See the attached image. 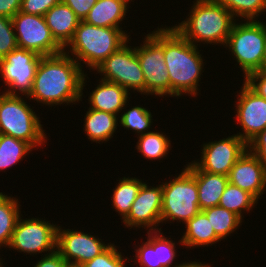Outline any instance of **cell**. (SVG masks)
<instances>
[{"label": "cell", "mask_w": 266, "mask_h": 267, "mask_svg": "<svg viewBox=\"0 0 266 267\" xmlns=\"http://www.w3.org/2000/svg\"><path fill=\"white\" fill-rule=\"evenodd\" d=\"M71 57L65 50L56 55L41 57L31 92L26 98L48 106L80 101L86 75Z\"/></svg>", "instance_id": "cell-1"}, {"label": "cell", "mask_w": 266, "mask_h": 267, "mask_svg": "<svg viewBox=\"0 0 266 267\" xmlns=\"http://www.w3.org/2000/svg\"><path fill=\"white\" fill-rule=\"evenodd\" d=\"M164 28L163 51L170 78V96L180 97L183 93L196 96L204 65L202 55L197 46L186 40L176 29Z\"/></svg>", "instance_id": "cell-2"}, {"label": "cell", "mask_w": 266, "mask_h": 267, "mask_svg": "<svg viewBox=\"0 0 266 267\" xmlns=\"http://www.w3.org/2000/svg\"><path fill=\"white\" fill-rule=\"evenodd\" d=\"M195 1L186 21L173 28L195 46L197 42L225 46L235 18L216 0Z\"/></svg>", "instance_id": "cell-3"}, {"label": "cell", "mask_w": 266, "mask_h": 267, "mask_svg": "<svg viewBox=\"0 0 266 267\" xmlns=\"http://www.w3.org/2000/svg\"><path fill=\"white\" fill-rule=\"evenodd\" d=\"M121 29L98 27L80 20L72 40L66 47H71L70 51L79 65L84 61L82 63L95 70L112 53L129 42V35Z\"/></svg>", "instance_id": "cell-4"}, {"label": "cell", "mask_w": 266, "mask_h": 267, "mask_svg": "<svg viewBox=\"0 0 266 267\" xmlns=\"http://www.w3.org/2000/svg\"><path fill=\"white\" fill-rule=\"evenodd\" d=\"M39 117L19 95H0V131L29 143L33 148L45 142Z\"/></svg>", "instance_id": "cell-5"}, {"label": "cell", "mask_w": 266, "mask_h": 267, "mask_svg": "<svg viewBox=\"0 0 266 267\" xmlns=\"http://www.w3.org/2000/svg\"><path fill=\"white\" fill-rule=\"evenodd\" d=\"M200 211L196 178L185 166L176 178L162 184L161 222L185 224Z\"/></svg>", "instance_id": "cell-6"}, {"label": "cell", "mask_w": 266, "mask_h": 267, "mask_svg": "<svg viewBox=\"0 0 266 267\" xmlns=\"http://www.w3.org/2000/svg\"><path fill=\"white\" fill-rule=\"evenodd\" d=\"M235 22L228 37V46L237 59L246 78L260 68L264 53L266 24L259 20H247L245 23Z\"/></svg>", "instance_id": "cell-7"}, {"label": "cell", "mask_w": 266, "mask_h": 267, "mask_svg": "<svg viewBox=\"0 0 266 267\" xmlns=\"http://www.w3.org/2000/svg\"><path fill=\"white\" fill-rule=\"evenodd\" d=\"M144 40V45L135 47V50L145 78V94L170 95V78L163 51V28L147 34Z\"/></svg>", "instance_id": "cell-8"}, {"label": "cell", "mask_w": 266, "mask_h": 267, "mask_svg": "<svg viewBox=\"0 0 266 267\" xmlns=\"http://www.w3.org/2000/svg\"><path fill=\"white\" fill-rule=\"evenodd\" d=\"M96 71L104 77L102 80L118 84L129 90L145 94V78L140 67L135 47L127 43L100 63Z\"/></svg>", "instance_id": "cell-9"}, {"label": "cell", "mask_w": 266, "mask_h": 267, "mask_svg": "<svg viewBox=\"0 0 266 267\" xmlns=\"http://www.w3.org/2000/svg\"><path fill=\"white\" fill-rule=\"evenodd\" d=\"M18 47L35 52L40 56L62 53L64 49L52 37L45 18L18 12L12 17Z\"/></svg>", "instance_id": "cell-10"}, {"label": "cell", "mask_w": 266, "mask_h": 267, "mask_svg": "<svg viewBox=\"0 0 266 267\" xmlns=\"http://www.w3.org/2000/svg\"><path fill=\"white\" fill-rule=\"evenodd\" d=\"M42 56L33 51L16 47L0 60V74L5 84L8 95L28 96ZM20 91V93L16 92ZM18 93V94H17Z\"/></svg>", "instance_id": "cell-11"}, {"label": "cell", "mask_w": 266, "mask_h": 267, "mask_svg": "<svg viewBox=\"0 0 266 267\" xmlns=\"http://www.w3.org/2000/svg\"><path fill=\"white\" fill-rule=\"evenodd\" d=\"M57 227L50 221L38 218L24 220L19 217L7 248L30 255L45 251L54 252L57 242Z\"/></svg>", "instance_id": "cell-12"}, {"label": "cell", "mask_w": 266, "mask_h": 267, "mask_svg": "<svg viewBox=\"0 0 266 267\" xmlns=\"http://www.w3.org/2000/svg\"><path fill=\"white\" fill-rule=\"evenodd\" d=\"M247 149V144L234 134L226 139L203 144L200 162L194 160L192 163L201 171L228 176Z\"/></svg>", "instance_id": "cell-13"}, {"label": "cell", "mask_w": 266, "mask_h": 267, "mask_svg": "<svg viewBox=\"0 0 266 267\" xmlns=\"http://www.w3.org/2000/svg\"><path fill=\"white\" fill-rule=\"evenodd\" d=\"M94 235L73 229L57 227L56 250L68 265H82L105 251L110 244H105Z\"/></svg>", "instance_id": "cell-14"}, {"label": "cell", "mask_w": 266, "mask_h": 267, "mask_svg": "<svg viewBox=\"0 0 266 267\" xmlns=\"http://www.w3.org/2000/svg\"><path fill=\"white\" fill-rule=\"evenodd\" d=\"M236 119L243 129L237 134L246 144L266 128V99L259 96L245 82L239 92Z\"/></svg>", "instance_id": "cell-15"}, {"label": "cell", "mask_w": 266, "mask_h": 267, "mask_svg": "<svg viewBox=\"0 0 266 267\" xmlns=\"http://www.w3.org/2000/svg\"><path fill=\"white\" fill-rule=\"evenodd\" d=\"M161 210L162 184L150 188L145 182L139 189L131 210L123 222L128 228L144 226V229L149 228V232L152 230L158 232L161 230V228H157L161 223Z\"/></svg>", "instance_id": "cell-16"}, {"label": "cell", "mask_w": 266, "mask_h": 267, "mask_svg": "<svg viewBox=\"0 0 266 267\" xmlns=\"http://www.w3.org/2000/svg\"><path fill=\"white\" fill-rule=\"evenodd\" d=\"M228 181L230 184L249 192L258 200L266 188V168L247 149L231 168Z\"/></svg>", "instance_id": "cell-17"}, {"label": "cell", "mask_w": 266, "mask_h": 267, "mask_svg": "<svg viewBox=\"0 0 266 267\" xmlns=\"http://www.w3.org/2000/svg\"><path fill=\"white\" fill-rule=\"evenodd\" d=\"M147 235V241L135 250V259L142 267H170L176 257L175 242L162 236L161 230L148 231Z\"/></svg>", "instance_id": "cell-18"}, {"label": "cell", "mask_w": 266, "mask_h": 267, "mask_svg": "<svg viewBox=\"0 0 266 267\" xmlns=\"http://www.w3.org/2000/svg\"><path fill=\"white\" fill-rule=\"evenodd\" d=\"M47 26L55 41L66 50L80 22L76 14L62 1L44 15Z\"/></svg>", "instance_id": "cell-19"}, {"label": "cell", "mask_w": 266, "mask_h": 267, "mask_svg": "<svg viewBox=\"0 0 266 267\" xmlns=\"http://www.w3.org/2000/svg\"><path fill=\"white\" fill-rule=\"evenodd\" d=\"M187 168L196 178L200 210L218 206L229 183L228 176L201 171L192 162L187 164Z\"/></svg>", "instance_id": "cell-20"}, {"label": "cell", "mask_w": 266, "mask_h": 267, "mask_svg": "<svg viewBox=\"0 0 266 267\" xmlns=\"http://www.w3.org/2000/svg\"><path fill=\"white\" fill-rule=\"evenodd\" d=\"M100 82L96 89L90 93L88 100L91 107L89 108L118 115L127 105L130 92L128 93L125 88L118 84L102 79Z\"/></svg>", "instance_id": "cell-21"}, {"label": "cell", "mask_w": 266, "mask_h": 267, "mask_svg": "<svg viewBox=\"0 0 266 267\" xmlns=\"http://www.w3.org/2000/svg\"><path fill=\"white\" fill-rule=\"evenodd\" d=\"M129 0H97L83 21L98 27L121 28Z\"/></svg>", "instance_id": "cell-22"}, {"label": "cell", "mask_w": 266, "mask_h": 267, "mask_svg": "<svg viewBox=\"0 0 266 267\" xmlns=\"http://www.w3.org/2000/svg\"><path fill=\"white\" fill-rule=\"evenodd\" d=\"M85 116V133L88 139L96 141L100 144V141H106L112 138L114 132L117 129L118 118L117 115L99 111L89 108Z\"/></svg>", "instance_id": "cell-23"}, {"label": "cell", "mask_w": 266, "mask_h": 267, "mask_svg": "<svg viewBox=\"0 0 266 267\" xmlns=\"http://www.w3.org/2000/svg\"><path fill=\"white\" fill-rule=\"evenodd\" d=\"M185 225L186 232L179 243L186 246V248L208 246L220 240L216 236L207 216L202 211L188 220Z\"/></svg>", "instance_id": "cell-24"}, {"label": "cell", "mask_w": 266, "mask_h": 267, "mask_svg": "<svg viewBox=\"0 0 266 267\" xmlns=\"http://www.w3.org/2000/svg\"><path fill=\"white\" fill-rule=\"evenodd\" d=\"M18 199L0 192V247L9 246L16 223L21 216Z\"/></svg>", "instance_id": "cell-25"}, {"label": "cell", "mask_w": 266, "mask_h": 267, "mask_svg": "<svg viewBox=\"0 0 266 267\" xmlns=\"http://www.w3.org/2000/svg\"><path fill=\"white\" fill-rule=\"evenodd\" d=\"M143 183L142 180L135 177H123L113 190L112 206L121 214L123 220L128 216Z\"/></svg>", "instance_id": "cell-26"}, {"label": "cell", "mask_w": 266, "mask_h": 267, "mask_svg": "<svg viewBox=\"0 0 266 267\" xmlns=\"http://www.w3.org/2000/svg\"><path fill=\"white\" fill-rule=\"evenodd\" d=\"M202 212L207 216L220 241L234 232L242 223V219L238 215L219 205L206 208Z\"/></svg>", "instance_id": "cell-27"}, {"label": "cell", "mask_w": 266, "mask_h": 267, "mask_svg": "<svg viewBox=\"0 0 266 267\" xmlns=\"http://www.w3.org/2000/svg\"><path fill=\"white\" fill-rule=\"evenodd\" d=\"M257 199L249 192L228 183L221 196L219 206L234 212L243 219L242 211H249L257 203Z\"/></svg>", "instance_id": "cell-28"}, {"label": "cell", "mask_w": 266, "mask_h": 267, "mask_svg": "<svg viewBox=\"0 0 266 267\" xmlns=\"http://www.w3.org/2000/svg\"><path fill=\"white\" fill-rule=\"evenodd\" d=\"M32 149L33 147L25 141L0 134V170L17 164Z\"/></svg>", "instance_id": "cell-29"}, {"label": "cell", "mask_w": 266, "mask_h": 267, "mask_svg": "<svg viewBox=\"0 0 266 267\" xmlns=\"http://www.w3.org/2000/svg\"><path fill=\"white\" fill-rule=\"evenodd\" d=\"M136 148L147 159H161L168 154L171 142L166 135L160 132H147L138 137Z\"/></svg>", "instance_id": "cell-30"}, {"label": "cell", "mask_w": 266, "mask_h": 267, "mask_svg": "<svg viewBox=\"0 0 266 267\" xmlns=\"http://www.w3.org/2000/svg\"><path fill=\"white\" fill-rule=\"evenodd\" d=\"M222 4L234 18L236 16L247 20H255L259 14L266 11L264 0H216Z\"/></svg>", "instance_id": "cell-31"}, {"label": "cell", "mask_w": 266, "mask_h": 267, "mask_svg": "<svg viewBox=\"0 0 266 267\" xmlns=\"http://www.w3.org/2000/svg\"><path fill=\"white\" fill-rule=\"evenodd\" d=\"M120 125L126 129H133L138 136L144 135L148 131L152 121V114L150 110L142 106H134L133 108L126 110L120 117ZM146 130V131H145Z\"/></svg>", "instance_id": "cell-32"}, {"label": "cell", "mask_w": 266, "mask_h": 267, "mask_svg": "<svg viewBox=\"0 0 266 267\" xmlns=\"http://www.w3.org/2000/svg\"><path fill=\"white\" fill-rule=\"evenodd\" d=\"M18 47L12 18L0 15V60Z\"/></svg>", "instance_id": "cell-33"}, {"label": "cell", "mask_w": 266, "mask_h": 267, "mask_svg": "<svg viewBox=\"0 0 266 267\" xmlns=\"http://www.w3.org/2000/svg\"><path fill=\"white\" fill-rule=\"evenodd\" d=\"M124 259L127 258H123L116 246L110 243L105 251L82 265L84 267H125L126 261Z\"/></svg>", "instance_id": "cell-34"}, {"label": "cell", "mask_w": 266, "mask_h": 267, "mask_svg": "<svg viewBox=\"0 0 266 267\" xmlns=\"http://www.w3.org/2000/svg\"><path fill=\"white\" fill-rule=\"evenodd\" d=\"M61 0H22L20 12L31 15H42Z\"/></svg>", "instance_id": "cell-35"}, {"label": "cell", "mask_w": 266, "mask_h": 267, "mask_svg": "<svg viewBox=\"0 0 266 267\" xmlns=\"http://www.w3.org/2000/svg\"><path fill=\"white\" fill-rule=\"evenodd\" d=\"M248 150L253 153L266 168V128L248 144Z\"/></svg>", "instance_id": "cell-36"}, {"label": "cell", "mask_w": 266, "mask_h": 267, "mask_svg": "<svg viewBox=\"0 0 266 267\" xmlns=\"http://www.w3.org/2000/svg\"><path fill=\"white\" fill-rule=\"evenodd\" d=\"M244 81L259 96L266 99V72L254 71Z\"/></svg>", "instance_id": "cell-37"}, {"label": "cell", "mask_w": 266, "mask_h": 267, "mask_svg": "<svg viewBox=\"0 0 266 267\" xmlns=\"http://www.w3.org/2000/svg\"><path fill=\"white\" fill-rule=\"evenodd\" d=\"M64 2L79 18L84 20L97 0H61Z\"/></svg>", "instance_id": "cell-38"}, {"label": "cell", "mask_w": 266, "mask_h": 267, "mask_svg": "<svg viewBox=\"0 0 266 267\" xmlns=\"http://www.w3.org/2000/svg\"><path fill=\"white\" fill-rule=\"evenodd\" d=\"M45 257L37 261L34 267H68V263L62 258L60 253L55 250L54 252H48Z\"/></svg>", "instance_id": "cell-39"}, {"label": "cell", "mask_w": 266, "mask_h": 267, "mask_svg": "<svg viewBox=\"0 0 266 267\" xmlns=\"http://www.w3.org/2000/svg\"><path fill=\"white\" fill-rule=\"evenodd\" d=\"M22 0H0V15L12 18L21 8Z\"/></svg>", "instance_id": "cell-40"}, {"label": "cell", "mask_w": 266, "mask_h": 267, "mask_svg": "<svg viewBox=\"0 0 266 267\" xmlns=\"http://www.w3.org/2000/svg\"><path fill=\"white\" fill-rule=\"evenodd\" d=\"M177 267H211V265L202 264V262L200 263L199 262H191V263L185 262V263L180 264Z\"/></svg>", "instance_id": "cell-41"}, {"label": "cell", "mask_w": 266, "mask_h": 267, "mask_svg": "<svg viewBox=\"0 0 266 267\" xmlns=\"http://www.w3.org/2000/svg\"><path fill=\"white\" fill-rule=\"evenodd\" d=\"M257 71H264V72H266V38H265V43H264L263 58H262V61H261L260 68Z\"/></svg>", "instance_id": "cell-42"}, {"label": "cell", "mask_w": 266, "mask_h": 267, "mask_svg": "<svg viewBox=\"0 0 266 267\" xmlns=\"http://www.w3.org/2000/svg\"><path fill=\"white\" fill-rule=\"evenodd\" d=\"M68 267H84L83 265H68Z\"/></svg>", "instance_id": "cell-43"}]
</instances>
